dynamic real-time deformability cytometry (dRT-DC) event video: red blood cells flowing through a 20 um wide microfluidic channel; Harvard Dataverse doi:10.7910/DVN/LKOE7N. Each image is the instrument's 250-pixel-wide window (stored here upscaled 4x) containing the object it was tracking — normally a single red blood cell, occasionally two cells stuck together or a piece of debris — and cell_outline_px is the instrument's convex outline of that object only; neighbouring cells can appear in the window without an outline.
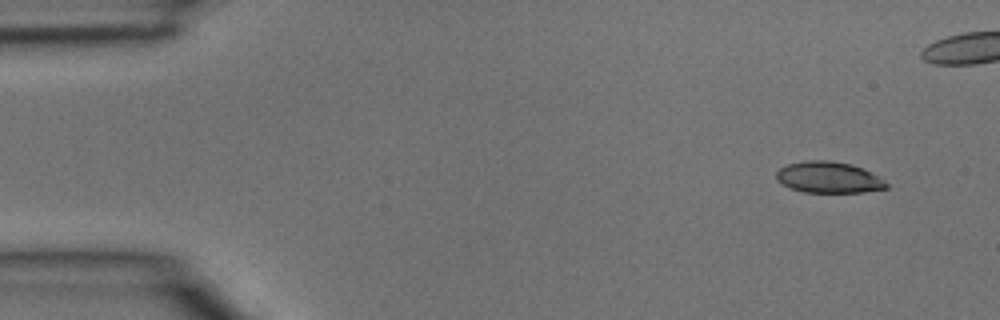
{"species": "common noctule bat (a hibernating species)", "species_latin": "Nyctalus noctula", "temperature_condition": "room temperature", "stored_images_in_passage": 4, "camera_frame_rate_fps": 3000, "um_per_image_px": 0.085, "animal": {"sex": "male", "body_mass_g": 15.6}, "frame": {"image": 1, "passage_image": 1, "time_ms": 0.0, "image_size_px": [1000, 320], "cell_outline_px": [[888, 188], [864, 192], [804, 192], [792, 188], [776, 180], [776, 172], [780, 168], [788, 164], [808, 160], [832, 160], [852, 164], [864, 168], [884, 180], [888, 184]], "centroid_in_image_um": [70.46, 15.07], "position_along_channel_um": 14.5, "area_um2": 20.06}}